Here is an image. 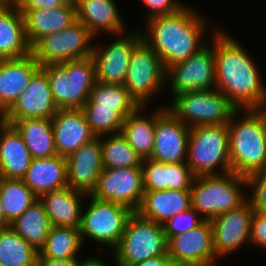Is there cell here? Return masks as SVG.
I'll list each match as a JSON object with an SVG mask.
<instances>
[{"mask_svg": "<svg viewBox=\"0 0 266 266\" xmlns=\"http://www.w3.org/2000/svg\"><path fill=\"white\" fill-rule=\"evenodd\" d=\"M215 89L236 109H253L266 101V86L256 63L236 39L214 32Z\"/></svg>", "mask_w": 266, "mask_h": 266, "instance_id": "1", "label": "cell"}, {"mask_svg": "<svg viewBox=\"0 0 266 266\" xmlns=\"http://www.w3.org/2000/svg\"><path fill=\"white\" fill-rule=\"evenodd\" d=\"M146 21L148 32L142 31V39L158 55L166 70L185 61L207 44L203 39L207 28L205 18L187 4L174 14Z\"/></svg>", "mask_w": 266, "mask_h": 266, "instance_id": "2", "label": "cell"}, {"mask_svg": "<svg viewBox=\"0 0 266 266\" xmlns=\"http://www.w3.org/2000/svg\"><path fill=\"white\" fill-rule=\"evenodd\" d=\"M240 111H245L242 117ZM227 126L231 171L247 178L265 169L266 138L258 114L253 109H236Z\"/></svg>", "mask_w": 266, "mask_h": 266, "instance_id": "3", "label": "cell"}, {"mask_svg": "<svg viewBox=\"0 0 266 266\" xmlns=\"http://www.w3.org/2000/svg\"><path fill=\"white\" fill-rule=\"evenodd\" d=\"M245 187L247 189V179L232 171L220 175L196 176L190 189L192 207L204 220L210 221L244 204L247 197L241 188Z\"/></svg>", "mask_w": 266, "mask_h": 266, "instance_id": "4", "label": "cell"}, {"mask_svg": "<svg viewBox=\"0 0 266 266\" xmlns=\"http://www.w3.org/2000/svg\"><path fill=\"white\" fill-rule=\"evenodd\" d=\"M46 72L53 100L59 109H81L96 82L92 56L41 66Z\"/></svg>", "mask_w": 266, "mask_h": 266, "instance_id": "5", "label": "cell"}, {"mask_svg": "<svg viewBox=\"0 0 266 266\" xmlns=\"http://www.w3.org/2000/svg\"><path fill=\"white\" fill-rule=\"evenodd\" d=\"M187 165L195 177L231 172L227 124L190 128Z\"/></svg>", "mask_w": 266, "mask_h": 266, "instance_id": "6", "label": "cell"}, {"mask_svg": "<svg viewBox=\"0 0 266 266\" xmlns=\"http://www.w3.org/2000/svg\"><path fill=\"white\" fill-rule=\"evenodd\" d=\"M115 266H131L168 253L164 226L141 217L137 212L128 218L125 231L112 250Z\"/></svg>", "mask_w": 266, "mask_h": 266, "instance_id": "7", "label": "cell"}, {"mask_svg": "<svg viewBox=\"0 0 266 266\" xmlns=\"http://www.w3.org/2000/svg\"><path fill=\"white\" fill-rule=\"evenodd\" d=\"M171 100L172 103L166 108L190 128L228 124L236 110L217 89L183 92Z\"/></svg>", "mask_w": 266, "mask_h": 266, "instance_id": "8", "label": "cell"}, {"mask_svg": "<svg viewBox=\"0 0 266 266\" xmlns=\"http://www.w3.org/2000/svg\"><path fill=\"white\" fill-rule=\"evenodd\" d=\"M90 203L82 212L79 227L82 242L85 237L97 243L109 245L112 250L118 245L128 218L133 210L119 203L101 200L87 195Z\"/></svg>", "mask_w": 266, "mask_h": 266, "instance_id": "9", "label": "cell"}, {"mask_svg": "<svg viewBox=\"0 0 266 266\" xmlns=\"http://www.w3.org/2000/svg\"><path fill=\"white\" fill-rule=\"evenodd\" d=\"M166 69L161 59L142 40L131 55L124 86L132 99L145 107L150 98L155 97L162 87H165Z\"/></svg>", "mask_w": 266, "mask_h": 266, "instance_id": "10", "label": "cell"}, {"mask_svg": "<svg viewBox=\"0 0 266 266\" xmlns=\"http://www.w3.org/2000/svg\"><path fill=\"white\" fill-rule=\"evenodd\" d=\"M94 38L91 31L77 20L61 32L39 39L31 47V54L40 66L83 59L92 56L94 45L91 40Z\"/></svg>", "mask_w": 266, "mask_h": 266, "instance_id": "11", "label": "cell"}, {"mask_svg": "<svg viewBox=\"0 0 266 266\" xmlns=\"http://www.w3.org/2000/svg\"><path fill=\"white\" fill-rule=\"evenodd\" d=\"M212 35L210 45L206 44L185 61L174 64L166 70V82L170 80L169 88L173 97L188 91L215 89L214 34Z\"/></svg>", "mask_w": 266, "mask_h": 266, "instance_id": "12", "label": "cell"}, {"mask_svg": "<svg viewBox=\"0 0 266 266\" xmlns=\"http://www.w3.org/2000/svg\"><path fill=\"white\" fill-rule=\"evenodd\" d=\"M142 167L104 168L89 196L119 203L136 212L143 199Z\"/></svg>", "mask_w": 266, "mask_h": 266, "instance_id": "13", "label": "cell"}, {"mask_svg": "<svg viewBox=\"0 0 266 266\" xmlns=\"http://www.w3.org/2000/svg\"><path fill=\"white\" fill-rule=\"evenodd\" d=\"M142 40V32L135 30L127 36L118 34L116 40H112L105 47L94 45L92 57L95 63L96 81L123 85L131 55Z\"/></svg>", "mask_w": 266, "mask_h": 266, "instance_id": "14", "label": "cell"}, {"mask_svg": "<svg viewBox=\"0 0 266 266\" xmlns=\"http://www.w3.org/2000/svg\"><path fill=\"white\" fill-rule=\"evenodd\" d=\"M168 255L177 266H218L210 221L168 240Z\"/></svg>", "mask_w": 266, "mask_h": 266, "instance_id": "15", "label": "cell"}, {"mask_svg": "<svg viewBox=\"0 0 266 266\" xmlns=\"http://www.w3.org/2000/svg\"><path fill=\"white\" fill-rule=\"evenodd\" d=\"M59 108L53 100L46 72L40 67L26 89L3 112L5 123L25 118L52 119Z\"/></svg>", "mask_w": 266, "mask_h": 266, "instance_id": "16", "label": "cell"}, {"mask_svg": "<svg viewBox=\"0 0 266 266\" xmlns=\"http://www.w3.org/2000/svg\"><path fill=\"white\" fill-rule=\"evenodd\" d=\"M189 131L190 127L177 119L166 106L158 108L150 158L164 163L187 162Z\"/></svg>", "mask_w": 266, "mask_h": 266, "instance_id": "17", "label": "cell"}, {"mask_svg": "<svg viewBox=\"0 0 266 266\" xmlns=\"http://www.w3.org/2000/svg\"><path fill=\"white\" fill-rule=\"evenodd\" d=\"M254 213L246 201L240 207L210 220L213 231V247L217 258L235 252L244 242H250L251 219Z\"/></svg>", "mask_w": 266, "mask_h": 266, "instance_id": "18", "label": "cell"}, {"mask_svg": "<svg viewBox=\"0 0 266 266\" xmlns=\"http://www.w3.org/2000/svg\"><path fill=\"white\" fill-rule=\"evenodd\" d=\"M66 159L68 187L90 194L104 169L99 137L85 143Z\"/></svg>", "mask_w": 266, "mask_h": 266, "instance_id": "19", "label": "cell"}, {"mask_svg": "<svg viewBox=\"0 0 266 266\" xmlns=\"http://www.w3.org/2000/svg\"><path fill=\"white\" fill-rule=\"evenodd\" d=\"M57 154L67 158L96 136L82 109H59L51 119Z\"/></svg>", "mask_w": 266, "mask_h": 266, "instance_id": "20", "label": "cell"}, {"mask_svg": "<svg viewBox=\"0 0 266 266\" xmlns=\"http://www.w3.org/2000/svg\"><path fill=\"white\" fill-rule=\"evenodd\" d=\"M144 191L190 190L194 175L187 162L164 163L142 160Z\"/></svg>", "mask_w": 266, "mask_h": 266, "instance_id": "21", "label": "cell"}, {"mask_svg": "<svg viewBox=\"0 0 266 266\" xmlns=\"http://www.w3.org/2000/svg\"><path fill=\"white\" fill-rule=\"evenodd\" d=\"M87 193L64 187L42 194L39 200L43 203L52 226L79 228L83 210L82 198Z\"/></svg>", "mask_w": 266, "mask_h": 266, "instance_id": "22", "label": "cell"}, {"mask_svg": "<svg viewBox=\"0 0 266 266\" xmlns=\"http://www.w3.org/2000/svg\"><path fill=\"white\" fill-rule=\"evenodd\" d=\"M40 64L29 54L22 58L0 60V111L4 112L26 89Z\"/></svg>", "mask_w": 266, "mask_h": 266, "instance_id": "23", "label": "cell"}, {"mask_svg": "<svg viewBox=\"0 0 266 266\" xmlns=\"http://www.w3.org/2000/svg\"><path fill=\"white\" fill-rule=\"evenodd\" d=\"M20 11L23 14L25 33L31 47L42 37L61 32L77 21L76 8L66 4L47 10Z\"/></svg>", "mask_w": 266, "mask_h": 266, "instance_id": "24", "label": "cell"}, {"mask_svg": "<svg viewBox=\"0 0 266 266\" xmlns=\"http://www.w3.org/2000/svg\"><path fill=\"white\" fill-rule=\"evenodd\" d=\"M22 180L38 198L46 192L67 187V159L58 154L33 158Z\"/></svg>", "mask_w": 266, "mask_h": 266, "instance_id": "25", "label": "cell"}, {"mask_svg": "<svg viewBox=\"0 0 266 266\" xmlns=\"http://www.w3.org/2000/svg\"><path fill=\"white\" fill-rule=\"evenodd\" d=\"M32 159L21 134L4 122L0 127V178L22 179Z\"/></svg>", "mask_w": 266, "mask_h": 266, "instance_id": "26", "label": "cell"}, {"mask_svg": "<svg viewBox=\"0 0 266 266\" xmlns=\"http://www.w3.org/2000/svg\"><path fill=\"white\" fill-rule=\"evenodd\" d=\"M190 207L191 190L144 191L136 212L143 218L163 225Z\"/></svg>", "mask_w": 266, "mask_h": 266, "instance_id": "27", "label": "cell"}, {"mask_svg": "<svg viewBox=\"0 0 266 266\" xmlns=\"http://www.w3.org/2000/svg\"><path fill=\"white\" fill-rule=\"evenodd\" d=\"M76 15L94 36L103 31L116 36L124 32V22L114 0H79Z\"/></svg>", "mask_w": 266, "mask_h": 266, "instance_id": "28", "label": "cell"}, {"mask_svg": "<svg viewBox=\"0 0 266 266\" xmlns=\"http://www.w3.org/2000/svg\"><path fill=\"white\" fill-rule=\"evenodd\" d=\"M31 54L23 14L17 5L0 6V60Z\"/></svg>", "mask_w": 266, "mask_h": 266, "instance_id": "29", "label": "cell"}, {"mask_svg": "<svg viewBox=\"0 0 266 266\" xmlns=\"http://www.w3.org/2000/svg\"><path fill=\"white\" fill-rule=\"evenodd\" d=\"M21 134L33 158L51 157L57 154L51 119L25 118L11 123Z\"/></svg>", "mask_w": 266, "mask_h": 266, "instance_id": "30", "label": "cell"}, {"mask_svg": "<svg viewBox=\"0 0 266 266\" xmlns=\"http://www.w3.org/2000/svg\"><path fill=\"white\" fill-rule=\"evenodd\" d=\"M143 108L139 106L125 118L121 130V134L142 160L150 158L153 152L156 124V110L149 117H144L145 114L141 115Z\"/></svg>", "mask_w": 266, "mask_h": 266, "instance_id": "31", "label": "cell"}, {"mask_svg": "<svg viewBox=\"0 0 266 266\" xmlns=\"http://www.w3.org/2000/svg\"><path fill=\"white\" fill-rule=\"evenodd\" d=\"M10 226L31 246L39 251L50 232L52 224L39 198Z\"/></svg>", "mask_w": 266, "mask_h": 266, "instance_id": "32", "label": "cell"}, {"mask_svg": "<svg viewBox=\"0 0 266 266\" xmlns=\"http://www.w3.org/2000/svg\"><path fill=\"white\" fill-rule=\"evenodd\" d=\"M82 246L79 228L52 226L38 258L78 259Z\"/></svg>", "mask_w": 266, "mask_h": 266, "instance_id": "33", "label": "cell"}, {"mask_svg": "<svg viewBox=\"0 0 266 266\" xmlns=\"http://www.w3.org/2000/svg\"><path fill=\"white\" fill-rule=\"evenodd\" d=\"M37 251L11 226L0 228V262L7 266H37Z\"/></svg>", "mask_w": 266, "mask_h": 266, "instance_id": "34", "label": "cell"}, {"mask_svg": "<svg viewBox=\"0 0 266 266\" xmlns=\"http://www.w3.org/2000/svg\"><path fill=\"white\" fill-rule=\"evenodd\" d=\"M83 107L114 108L124 118H127L139 105L132 99L124 85L96 81Z\"/></svg>", "mask_w": 266, "mask_h": 266, "instance_id": "35", "label": "cell"}, {"mask_svg": "<svg viewBox=\"0 0 266 266\" xmlns=\"http://www.w3.org/2000/svg\"><path fill=\"white\" fill-rule=\"evenodd\" d=\"M0 198L5 218L12 223L24 213L38 197L22 179L0 178Z\"/></svg>", "mask_w": 266, "mask_h": 266, "instance_id": "36", "label": "cell"}, {"mask_svg": "<svg viewBox=\"0 0 266 266\" xmlns=\"http://www.w3.org/2000/svg\"><path fill=\"white\" fill-rule=\"evenodd\" d=\"M110 136V137H109ZM99 136L104 168L141 167L142 159L121 133Z\"/></svg>", "mask_w": 266, "mask_h": 266, "instance_id": "37", "label": "cell"}, {"mask_svg": "<svg viewBox=\"0 0 266 266\" xmlns=\"http://www.w3.org/2000/svg\"><path fill=\"white\" fill-rule=\"evenodd\" d=\"M90 130L96 136L121 133L124 117L114 108L82 107Z\"/></svg>", "mask_w": 266, "mask_h": 266, "instance_id": "38", "label": "cell"}, {"mask_svg": "<svg viewBox=\"0 0 266 266\" xmlns=\"http://www.w3.org/2000/svg\"><path fill=\"white\" fill-rule=\"evenodd\" d=\"M198 214L199 213L193 207H190L163 224L167 241L175 235L185 233L198 227L204 221Z\"/></svg>", "mask_w": 266, "mask_h": 266, "instance_id": "39", "label": "cell"}, {"mask_svg": "<svg viewBox=\"0 0 266 266\" xmlns=\"http://www.w3.org/2000/svg\"><path fill=\"white\" fill-rule=\"evenodd\" d=\"M247 187H250L252 195L247 197L254 211L266 213V168L253 173L247 178Z\"/></svg>", "mask_w": 266, "mask_h": 266, "instance_id": "40", "label": "cell"}, {"mask_svg": "<svg viewBox=\"0 0 266 266\" xmlns=\"http://www.w3.org/2000/svg\"><path fill=\"white\" fill-rule=\"evenodd\" d=\"M142 2L149 11L147 19L174 14L185 6L178 0H142Z\"/></svg>", "mask_w": 266, "mask_h": 266, "instance_id": "41", "label": "cell"}, {"mask_svg": "<svg viewBox=\"0 0 266 266\" xmlns=\"http://www.w3.org/2000/svg\"><path fill=\"white\" fill-rule=\"evenodd\" d=\"M251 244L266 249V213L254 211L250 229Z\"/></svg>", "mask_w": 266, "mask_h": 266, "instance_id": "42", "label": "cell"}, {"mask_svg": "<svg viewBox=\"0 0 266 266\" xmlns=\"http://www.w3.org/2000/svg\"><path fill=\"white\" fill-rule=\"evenodd\" d=\"M64 5L61 0H18L19 10L52 9Z\"/></svg>", "mask_w": 266, "mask_h": 266, "instance_id": "43", "label": "cell"}, {"mask_svg": "<svg viewBox=\"0 0 266 266\" xmlns=\"http://www.w3.org/2000/svg\"><path fill=\"white\" fill-rule=\"evenodd\" d=\"M131 266H177V265L167 253L166 255H161L155 258L147 259L145 261L136 263Z\"/></svg>", "mask_w": 266, "mask_h": 266, "instance_id": "44", "label": "cell"}, {"mask_svg": "<svg viewBox=\"0 0 266 266\" xmlns=\"http://www.w3.org/2000/svg\"><path fill=\"white\" fill-rule=\"evenodd\" d=\"M78 259H46L38 258L37 266H79Z\"/></svg>", "mask_w": 266, "mask_h": 266, "instance_id": "45", "label": "cell"}, {"mask_svg": "<svg viewBox=\"0 0 266 266\" xmlns=\"http://www.w3.org/2000/svg\"><path fill=\"white\" fill-rule=\"evenodd\" d=\"M253 110L258 114L260 118L266 138V101L258 107L253 108Z\"/></svg>", "mask_w": 266, "mask_h": 266, "instance_id": "46", "label": "cell"}, {"mask_svg": "<svg viewBox=\"0 0 266 266\" xmlns=\"http://www.w3.org/2000/svg\"><path fill=\"white\" fill-rule=\"evenodd\" d=\"M82 260H80L79 266H108L106 262H103V259L101 260V258L98 257H88L85 260Z\"/></svg>", "mask_w": 266, "mask_h": 266, "instance_id": "47", "label": "cell"}, {"mask_svg": "<svg viewBox=\"0 0 266 266\" xmlns=\"http://www.w3.org/2000/svg\"><path fill=\"white\" fill-rule=\"evenodd\" d=\"M10 222L5 218L3 203L0 198V228L10 226Z\"/></svg>", "mask_w": 266, "mask_h": 266, "instance_id": "48", "label": "cell"}, {"mask_svg": "<svg viewBox=\"0 0 266 266\" xmlns=\"http://www.w3.org/2000/svg\"><path fill=\"white\" fill-rule=\"evenodd\" d=\"M18 0H0V6H13L17 5Z\"/></svg>", "mask_w": 266, "mask_h": 266, "instance_id": "49", "label": "cell"}, {"mask_svg": "<svg viewBox=\"0 0 266 266\" xmlns=\"http://www.w3.org/2000/svg\"><path fill=\"white\" fill-rule=\"evenodd\" d=\"M63 2V4H66V5H70V6H73V7H77L78 3H79V0H61Z\"/></svg>", "mask_w": 266, "mask_h": 266, "instance_id": "50", "label": "cell"}, {"mask_svg": "<svg viewBox=\"0 0 266 266\" xmlns=\"http://www.w3.org/2000/svg\"><path fill=\"white\" fill-rule=\"evenodd\" d=\"M4 115H3V112L0 111V127L3 125L4 123Z\"/></svg>", "mask_w": 266, "mask_h": 266, "instance_id": "51", "label": "cell"}, {"mask_svg": "<svg viewBox=\"0 0 266 266\" xmlns=\"http://www.w3.org/2000/svg\"><path fill=\"white\" fill-rule=\"evenodd\" d=\"M0 266H7V265H5L4 263L0 262Z\"/></svg>", "mask_w": 266, "mask_h": 266, "instance_id": "52", "label": "cell"}]
</instances>
